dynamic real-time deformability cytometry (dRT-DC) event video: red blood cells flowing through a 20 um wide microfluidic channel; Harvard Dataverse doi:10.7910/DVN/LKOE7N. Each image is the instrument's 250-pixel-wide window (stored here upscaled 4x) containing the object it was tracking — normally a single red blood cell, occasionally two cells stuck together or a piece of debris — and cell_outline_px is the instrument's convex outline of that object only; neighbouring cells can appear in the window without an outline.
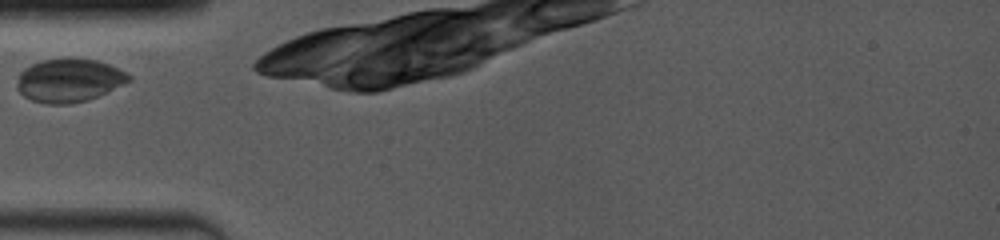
{"species": "common noctule bat (a hibernating species)", "species_latin": "Nyctalus noctula", "temperature_condition": "room temperature", "stored_images_in_passage": 36, "camera_frame_rate_fps": 4000, "um_per_image_px": 0.085, "animal": {"sex": "female", "body_mass_g": 19.0, "forearm_length_mm": 53.3}, "frame": {"image": 1, "passage_image": 1, "time_ms": 0.0, "image_size_px": [1000, 240], "cell_outline_px": [[132, 80], [108, 92], [88, 100], [72, 104], [44, 104], [32, 100], [24, 96], [16, 88], [16, 84], [20, 72], [24, 68], [40, 60], [64, 56], [68, 56], [96, 60], [108, 64], [132, 76]], "centroid_in_image_um": [5.85, 6.81], "position_along_channel_um": 79.1, "area_um2": 28.84}}